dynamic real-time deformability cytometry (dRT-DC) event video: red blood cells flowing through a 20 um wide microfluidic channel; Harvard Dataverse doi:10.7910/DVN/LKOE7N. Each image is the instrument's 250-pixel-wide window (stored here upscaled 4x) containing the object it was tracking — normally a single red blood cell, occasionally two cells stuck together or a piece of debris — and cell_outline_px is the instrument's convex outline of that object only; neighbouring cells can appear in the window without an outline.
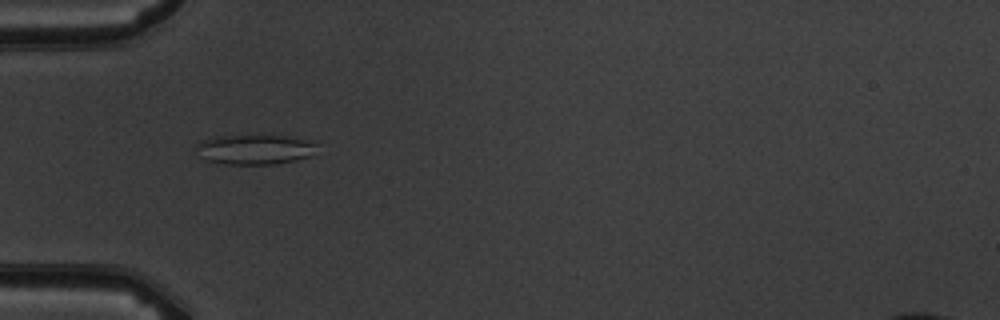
{"species": "common noctule bat (a hibernating species)", "species_latin": "Nyctalus noctula", "temperature_condition": "warm", "stored_images_in_passage": 6, "camera_frame_rate_fps": 3000, "um_per_image_px": 0.085, "animal": {"sex": "male", "body_mass_g": 19.5, "forearm_length_mm": 54.6}, "frame": {"image": 1, "passage_image": 5, "time_ms": 5.333, "image_size_px": [1000, 320], "cell_outline_px": [[316, 144], [308, 156], [276, 164], [224, 164], [204, 160], [196, 156], [196, 144], [200, 140], [212, 136], [296, 136]], "centroid_in_image_um": [21.5, 12.7], "position_along_channel_um": 63.5, "area_um2": 20.98}}
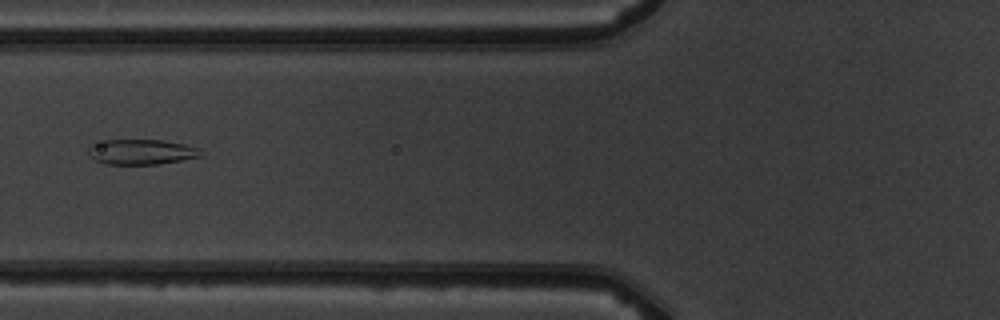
{"frame": {"image": 2, "passage_image": 6, "time_ms": 6.667, "image_size_px": [1000, 320], "cell_outline_px": [[204, 156], [160, 164], [108, 164], [96, 160], [88, 156], [88, 144], [104, 140], [160, 140], [184, 144], [196, 148]], "centroid_in_image_um": [11.96, 12.91], "position_along_channel_um": 113.8, "area_um2": 16.53}}